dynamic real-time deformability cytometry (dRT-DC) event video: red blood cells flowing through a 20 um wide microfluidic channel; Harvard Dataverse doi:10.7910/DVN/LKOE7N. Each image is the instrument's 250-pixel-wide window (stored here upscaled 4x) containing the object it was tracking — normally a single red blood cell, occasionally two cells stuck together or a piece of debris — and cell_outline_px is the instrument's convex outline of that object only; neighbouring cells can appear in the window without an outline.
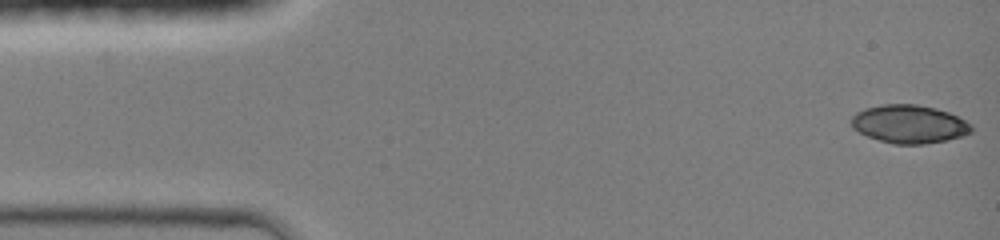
{"species": "common noctule bat (a hibernating species)", "species_latin": "Nyctalus noctula", "temperature_condition": "room temperature", "stored_images_in_passage": 2, "camera_frame_rate_fps": 3000, "um_per_image_px": 0.085, "animal": {"sex": "female", "body_mass_g": 19.0, "forearm_length_mm": 51.5}, "frame": {"image": 1, "passage_image": 2, "time_ms": 0.333, "image_size_px": [1000, 240], "cell_outline_px": [[972, 132], [960, 136], [944, 140], [924, 144], [892, 144], [868, 136], [852, 128], [852, 116], [856, 112], [864, 108], [880, 104], [916, 104], [936, 108], [948, 112], [972, 124]], "centroid_in_image_um": [77.26, 10.53], "position_along_channel_um": 7.7, "area_um2": 26.65}}